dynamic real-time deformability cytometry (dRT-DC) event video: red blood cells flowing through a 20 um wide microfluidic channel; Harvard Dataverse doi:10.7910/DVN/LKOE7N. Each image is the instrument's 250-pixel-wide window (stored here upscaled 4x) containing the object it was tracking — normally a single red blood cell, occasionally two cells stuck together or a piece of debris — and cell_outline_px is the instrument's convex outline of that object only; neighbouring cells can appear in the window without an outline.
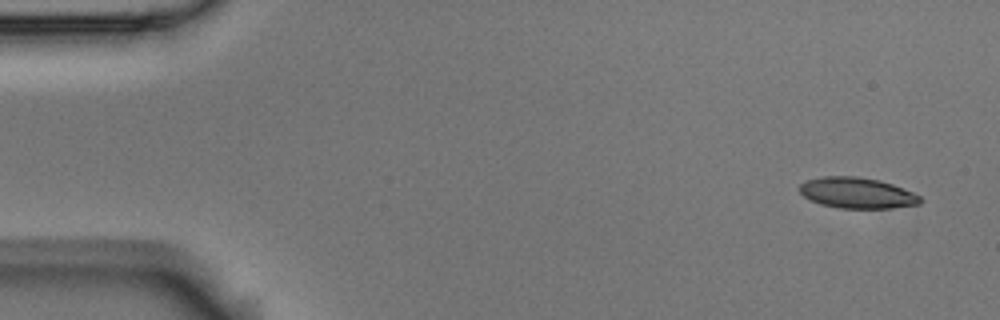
{"species": "Egyptian fruit bat (a non-hibernating species)", "species_latin": "Rousettus aegyptiacus", "temperature_condition": "room temperature", "stored_images_in_passage": 4, "camera_frame_rate_fps": 3000, "um_per_image_px": 0.085, "animal": {"sex": "male"}, "frame": {"image": 1, "passage_image": 1, "time_ms": 0.0, "image_size_px": [1000, 320], "cell_outline_px": [[924, 200], [920, 204], [892, 208], [840, 208], [820, 204], [804, 196], [800, 192], [800, 184], [808, 180], [824, 176], [856, 176], [880, 180], [892, 184], [912, 192], [920, 196]], "centroid_in_image_um": [72.88, 16.4], "position_along_channel_um": 12.1, "area_um2": 21.62}}
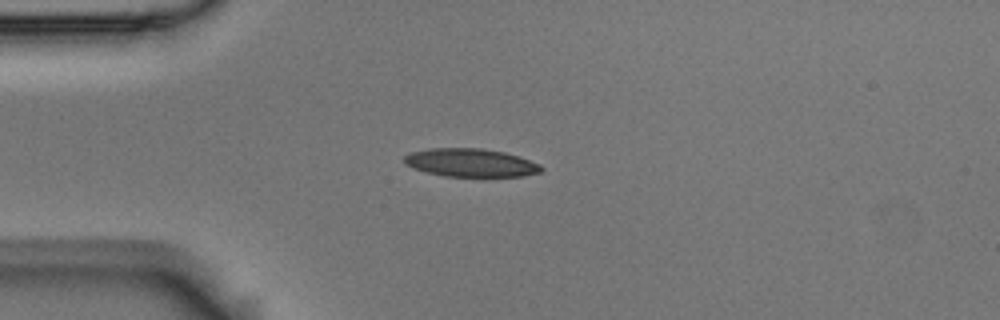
{"frame": {"image": 2, "passage_image": 4, "time_ms": 1.0, "image_size_px": [1000, 320], "cell_outline_px": [[544, 168], [540, 172], [524, 176], [484, 180], [444, 176], [412, 168], [404, 164], [404, 156], [408, 152], [428, 148], [480, 148], [504, 152], [520, 156], [540, 164]], "centroid_in_image_um": [40.05, 13.88], "position_along_channel_um": 45.0, "area_um2": 23.81}}